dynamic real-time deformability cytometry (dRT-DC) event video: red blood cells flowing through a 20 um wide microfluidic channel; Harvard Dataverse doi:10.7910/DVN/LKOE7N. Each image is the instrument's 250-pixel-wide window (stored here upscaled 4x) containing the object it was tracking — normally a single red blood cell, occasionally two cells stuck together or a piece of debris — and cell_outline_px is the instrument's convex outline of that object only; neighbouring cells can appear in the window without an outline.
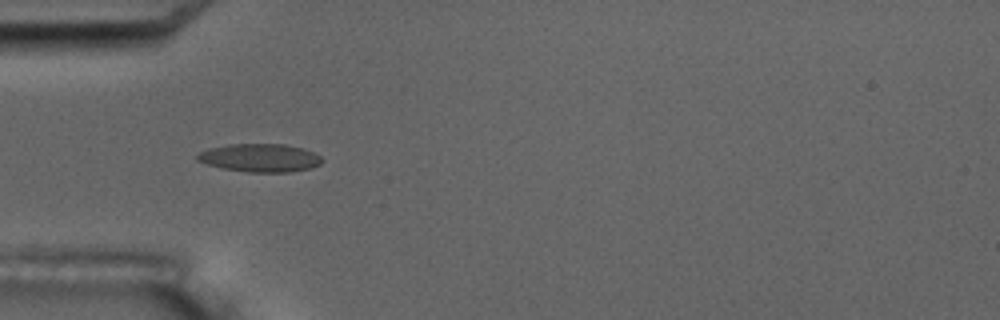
{"species": "common noctule bat (a hibernating species)", "species_latin": "Nyctalus noctula", "temperature_condition": "room temperature", "stored_images_in_passage": 6, "camera_frame_rate_fps": 3000, "um_per_image_px": 0.085, "animal": {"sex": "male", "body_mass_g": 17.5, "forearm_length_mm": 52.3}, "frame": {"image": 1, "passage_image": 5, "time_ms": 5.667, "image_size_px": [1000, 320], "cell_outline_px": [[324, 160], [320, 164], [312, 168], [288, 172], [248, 172], [220, 168], [196, 160], [196, 156], [200, 152], [208, 148], [228, 144], [284, 144], [304, 148], [320, 156]], "centroid_in_image_um": [22.1, 13.41], "position_along_channel_um": 62.9, "area_um2": 20.58}}